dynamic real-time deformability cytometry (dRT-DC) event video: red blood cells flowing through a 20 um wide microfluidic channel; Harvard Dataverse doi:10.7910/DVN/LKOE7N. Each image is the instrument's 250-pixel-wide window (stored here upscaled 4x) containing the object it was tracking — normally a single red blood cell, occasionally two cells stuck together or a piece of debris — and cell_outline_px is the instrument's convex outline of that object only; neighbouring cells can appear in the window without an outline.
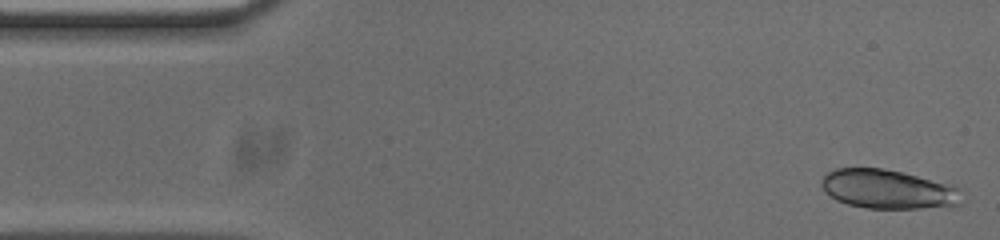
{"species": "common noctule bat (a hibernating species)", "species_latin": "Nyctalus noctula", "temperature_condition": "cold", "stored_images_in_passage": 51, "camera_frame_rate_fps": 3000, "um_per_image_px": 0.085, "animal": {"sex": "male", "body_mass_g": 20.0, "forearm_length_mm": 53.3}, "frame": {"image": 1, "passage_image": 1, "time_ms": 0.0, "image_size_px": [1000, 240], "cell_outline_px": [[960, 204], [952, 208], [868, 208], [848, 204], [836, 200], [824, 192], [820, 184], [820, 180], [828, 172], [836, 168], [880, 168], [900, 172], [952, 184], [960, 188]], "centroid_in_image_um": [75.5, 16.1], "position_along_channel_um": 9.5, "area_um2": 32.25}}